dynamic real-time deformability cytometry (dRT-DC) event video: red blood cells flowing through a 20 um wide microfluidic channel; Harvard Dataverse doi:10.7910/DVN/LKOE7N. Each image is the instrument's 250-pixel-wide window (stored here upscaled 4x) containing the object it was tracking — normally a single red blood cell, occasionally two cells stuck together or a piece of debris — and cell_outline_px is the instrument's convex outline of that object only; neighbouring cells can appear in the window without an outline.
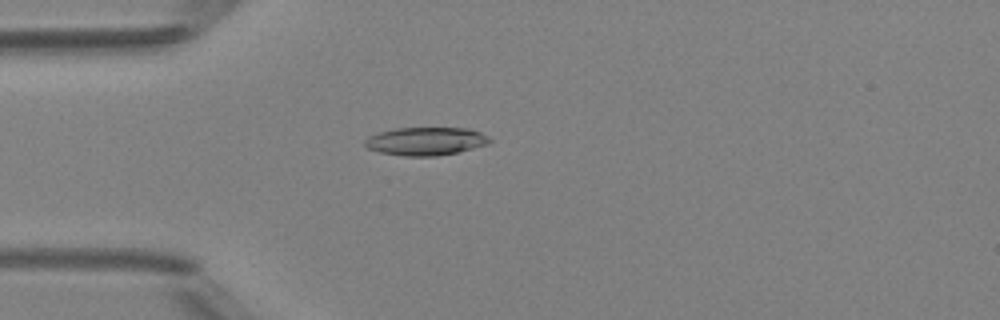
{"species": "Egyptian fruit bat (a non-hibernating species)", "species_latin": "Rousettus aegyptiacus", "temperature_condition": "room temperature", "stored_images_in_passage": 46, "camera_frame_rate_fps": 3000, "um_per_image_px": 0.085, "animal": {"sex": "female"}, "frame": {"image": 1, "passage_image": 14, "time_ms": 4.333, "image_size_px": [1000, 320], "cell_outline_px": [[492, 140], [488, 144], [456, 152], [436, 156], [404, 156], [380, 152], [368, 148], [364, 144], [364, 140], [368, 136], [392, 128], [468, 128], [480, 132], [488, 136]], "centroid_in_image_um": [36.18, 12.0], "position_along_channel_um": 48.8, "area_um2": 20.4}}
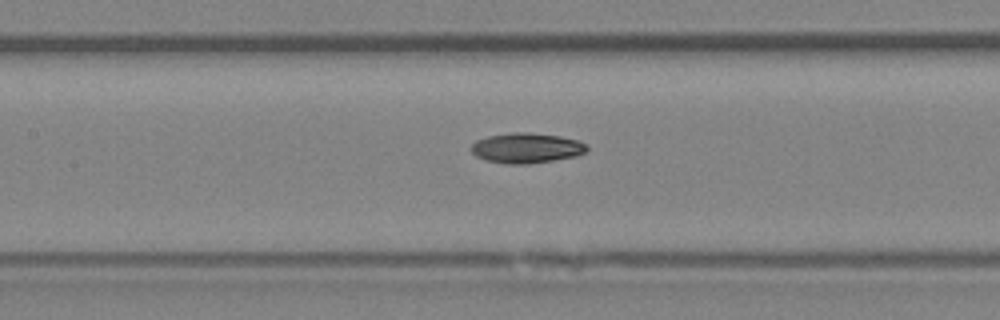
{"frame": {"image": 2, "passage_image": 23, "time_ms": 7.333, "image_size_px": [1000, 320], "cell_outline_px": [[588, 148], [584, 152], [576, 156], [528, 164], [508, 164], [484, 160], [476, 156], [472, 152], [472, 144], [476, 140], [488, 136], [512, 132], [528, 132], [560, 136], [580, 140], [588, 144]], "centroid_in_image_um": [44.76, 12.57], "position_along_channel_um": 162.6, "area_um2": 20.4}}
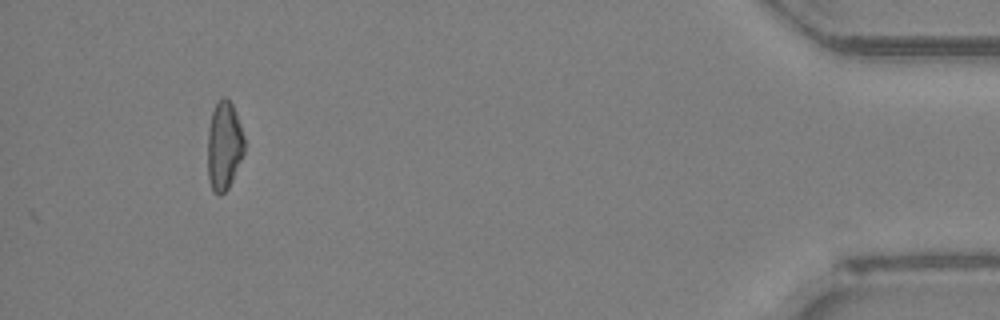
{"frame": {"image": 3, "passage_image": 46, "time_ms": 15.0, "image_size_px": [1000, 320], "cell_outline_px": [[244, 152], [232, 180], [228, 188], [220, 196], [216, 196], [212, 192], [208, 180], [208, 128], [212, 112], [216, 104], [224, 96], [232, 104], [236, 112], [244, 136]], "centroid_in_image_um": [19.03, 12.43], "position_along_channel_um": 416.2, "area_um2": 19.02}, "authors_computed_cell_mechanics": {"area_um2": 20.0277, "velocity_mm_per_s": 4.2251, "shape_relaxation_time_tau1_ms": 7.7836, "shape_relaxation_time_tau2_ms": null, "deformation_change_tau1": 0.1741, "deformation_change_tau2": null}}